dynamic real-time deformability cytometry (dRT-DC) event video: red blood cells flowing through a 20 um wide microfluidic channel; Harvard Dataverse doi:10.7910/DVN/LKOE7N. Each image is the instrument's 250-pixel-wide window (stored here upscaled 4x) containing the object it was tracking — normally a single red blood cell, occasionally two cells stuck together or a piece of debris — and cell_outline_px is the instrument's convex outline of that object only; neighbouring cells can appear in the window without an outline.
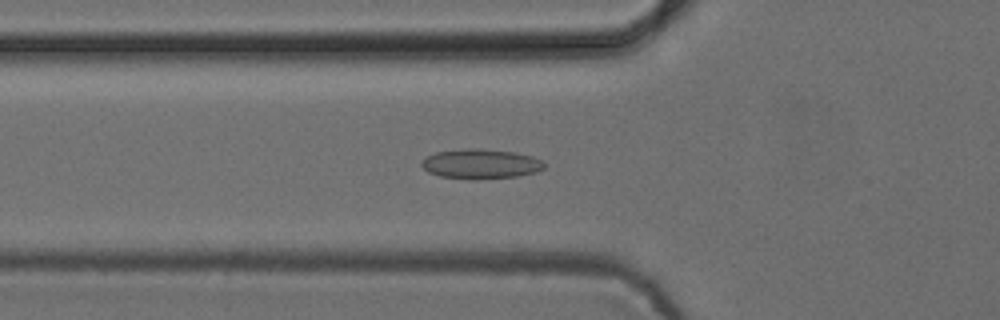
{"species": "common noctule bat (a hibernating species)", "species_latin": "Nyctalus noctula", "temperature_condition": "cold", "stored_images_in_passage": 40, "camera_frame_rate_fps": 3000, "um_per_image_px": 0.085, "animal": {"sex": "female", "body_mass_g": 24.6, "forearm_length_mm": 56.2}, "frame": {"image": 1, "passage_image": 12, "time_ms": 3.667, "image_size_px": [1000, 320], "cell_outline_px": [[544, 168], [536, 172], [516, 176], [476, 180], [440, 176], [428, 172], [420, 164], [428, 156], [436, 152], [468, 148], [476, 148], [512, 152], [532, 156], [540, 160], [544, 164]], "centroid_in_image_um": [40.85, 13.94], "position_along_channel_um": 84.9, "area_um2": 21.04}}
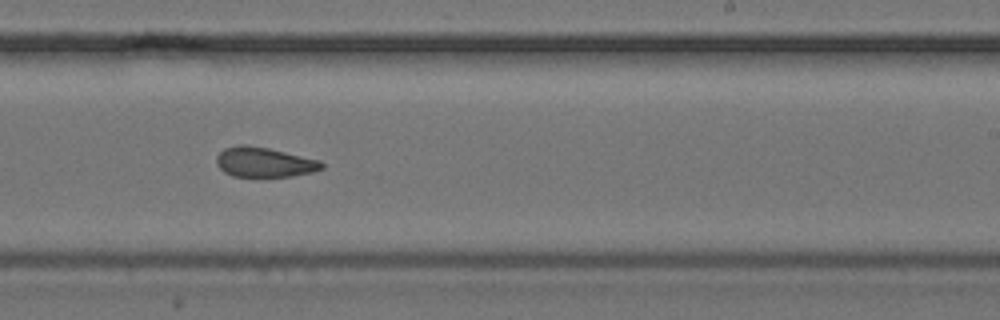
{"frame": {"image": 2, "passage_image": 26, "time_ms": 8.333, "image_size_px": [1000, 320], "cell_outline_px": [[324, 168], [312, 172], [292, 176], [232, 176], [224, 172], [216, 164], [216, 156], [224, 148], [240, 144], [248, 144], [268, 148], [320, 160], [324, 164]], "centroid_in_image_um": [22.45, 13.77], "position_along_channel_um": 266.6, "area_um2": 18.32}}
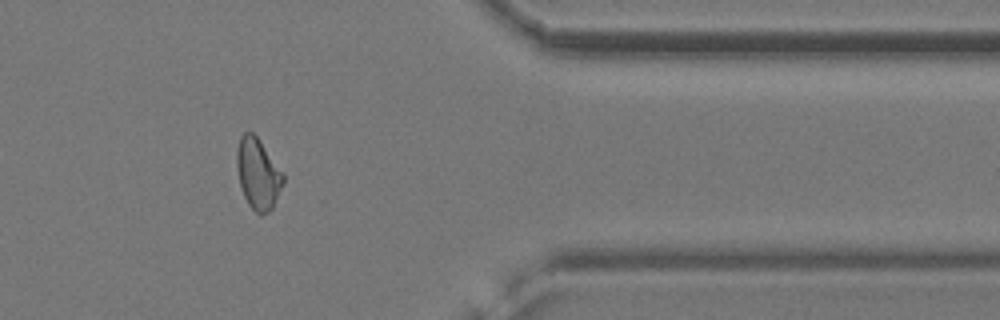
{"frame": {"image": 3, "passage_image": 37, "time_ms": 12.0, "image_size_px": [1000, 320], "cell_outline_px": [[284, 184], [272, 208], [268, 212], [260, 216], [248, 204], [244, 196], [240, 184], [236, 164], [236, 152], [240, 136], [244, 132], [252, 132], [256, 136], [284, 172]], "centroid_in_image_um": [21.94, 14.78], "position_along_channel_um": 389.5, "area_um2": 19.25}, "authors_computed_cell_mechanics": {"area_um2": 18.9006, "velocity_mm_per_s": 3.8713, "shape_relaxation_time_tau1_ms": null, "shape_relaxation_time_tau2_ms": 2.3792, "deformation_change_tau1": null, "deformation_change_tau2": 0.0917}}